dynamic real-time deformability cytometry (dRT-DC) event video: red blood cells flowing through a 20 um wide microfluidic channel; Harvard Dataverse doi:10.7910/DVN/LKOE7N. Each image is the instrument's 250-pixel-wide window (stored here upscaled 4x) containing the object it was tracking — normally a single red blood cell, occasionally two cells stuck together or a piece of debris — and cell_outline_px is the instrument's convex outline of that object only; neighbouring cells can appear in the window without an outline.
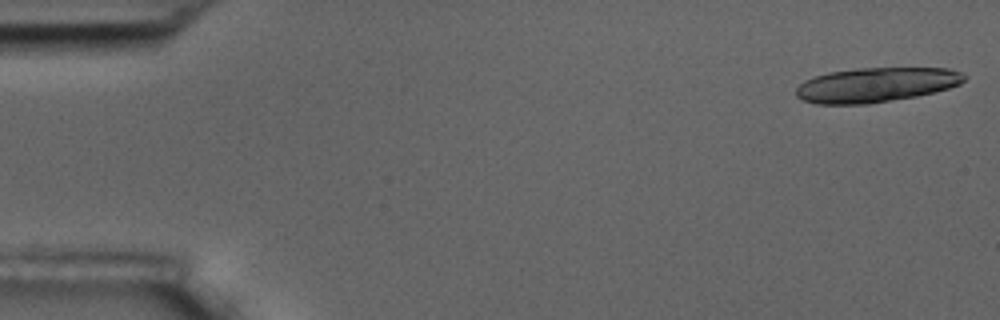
{"species": "common noctule bat (a hibernating species)", "species_latin": "Nyctalus noctula", "temperature_condition": "room temperature", "stored_images_in_passage": 2, "camera_frame_rate_fps": 3000, "um_per_image_px": 0.085, "animal": {"sex": "male", "body_mass_g": 17.5, "forearm_length_mm": 52.3}, "frame": {"image": 1, "passage_image": 1, "time_ms": 0.0, "image_size_px": [1000, 320], "cell_outline_px": [[968, 76], [960, 84], [948, 88], [916, 96], [868, 104], [816, 104], [800, 100], [796, 96], [796, 88], [804, 80], [828, 72], [856, 68], [948, 68], [960, 72]], "centroid_in_image_um": [74.43, 7.21], "position_along_channel_um": 10.6, "area_um2": 33.99}}